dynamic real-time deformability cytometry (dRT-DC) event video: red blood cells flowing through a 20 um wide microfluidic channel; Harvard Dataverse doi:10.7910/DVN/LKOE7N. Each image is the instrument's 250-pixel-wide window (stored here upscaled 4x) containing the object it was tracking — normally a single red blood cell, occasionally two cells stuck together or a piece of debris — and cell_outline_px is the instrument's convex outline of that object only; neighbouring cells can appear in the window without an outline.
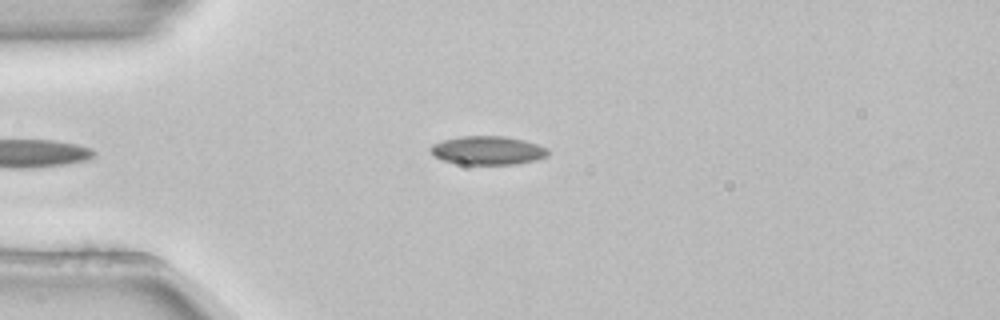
{"species": "common noctule bat (a hibernating species)", "species_latin": "Nyctalus noctula", "temperature_condition": "room temperature", "stored_images_in_passage": 31, "camera_frame_rate_fps": 3000, "um_per_image_px": 0.085, "animal": {"sex": "female", "body_mass_g": 22.7, "forearm_length_mm": 54.2}, "frame": {"image": 1, "passage_image": 1, "time_ms": 0.0, "image_size_px": [1000, 320], "cell_outline_px": [[548, 156], [536, 160], [516, 164], [464, 164], [444, 160], [436, 156], [428, 148], [432, 144], [456, 136], [504, 136], [524, 140], [548, 148]], "centroid_in_image_um": [41.47, 12.77], "position_along_channel_um": 43.5, "area_um2": 19.48}}
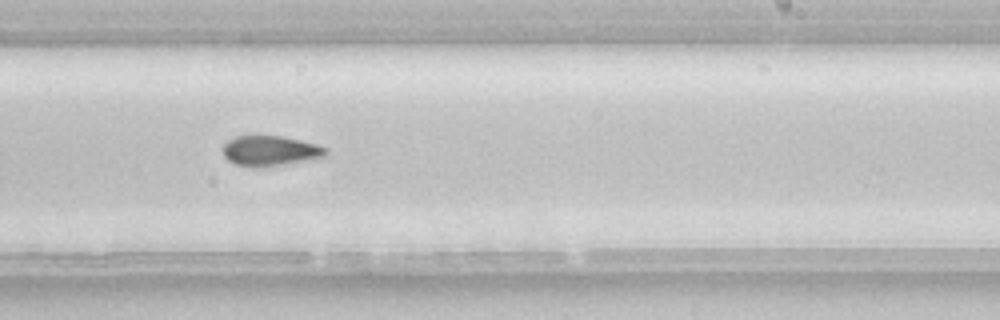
{"frame": {"image": 2, "passage_image": 20, "time_ms": 6.333, "image_size_px": [1000, 320], "cell_outline_px": [[328, 156], [316, 160], [260, 168], [252, 168], [236, 164], [228, 160], [224, 156], [220, 148], [228, 140], [236, 136], [284, 136], [316, 144], [328, 148]], "centroid_in_image_um": [23.01, 12.84], "position_along_channel_um": 266.0, "area_um2": 18.79}, "authors_computed_cell_mechanics": {"area_um2": 18.9006, "velocity_mm_per_s": 3.8733, "shape_relaxation_time_tau1_ms": 4.2838, "shape_relaxation_time_tau2_ms": null, "deformation_change_tau1": 0.0755, "deformation_change_tau2": null}}